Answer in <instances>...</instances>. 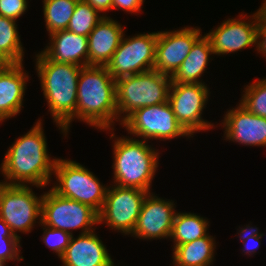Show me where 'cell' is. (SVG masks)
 <instances>
[{
    "label": "cell",
    "mask_w": 266,
    "mask_h": 266,
    "mask_svg": "<svg viewBox=\"0 0 266 266\" xmlns=\"http://www.w3.org/2000/svg\"><path fill=\"white\" fill-rule=\"evenodd\" d=\"M208 219L191 212L176 211L170 239H173L174 249L177 245L186 244L208 234Z\"/></svg>",
    "instance_id": "obj_23"
},
{
    "label": "cell",
    "mask_w": 266,
    "mask_h": 266,
    "mask_svg": "<svg viewBox=\"0 0 266 266\" xmlns=\"http://www.w3.org/2000/svg\"><path fill=\"white\" fill-rule=\"evenodd\" d=\"M76 119L102 131H114L116 80L106 66L82 67L78 77Z\"/></svg>",
    "instance_id": "obj_3"
},
{
    "label": "cell",
    "mask_w": 266,
    "mask_h": 266,
    "mask_svg": "<svg viewBox=\"0 0 266 266\" xmlns=\"http://www.w3.org/2000/svg\"><path fill=\"white\" fill-rule=\"evenodd\" d=\"M113 140V181L114 185L133 187L152 192V180L158 169L159 150L148 145L146 140L131 136H115Z\"/></svg>",
    "instance_id": "obj_4"
},
{
    "label": "cell",
    "mask_w": 266,
    "mask_h": 266,
    "mask_svg": "<svg viewBox=\"0 0 266 266\" xmlns=\"http://www.w3.org/2000/svg\"><path fill=\"white\" fill-rule=\"evenodd\" d=\"M41 119L8 148L0 171L8 185H31L42 189L54 173L57 158L50 157ZM52 158V159H51Z\"/></svg>",
    "instance_id": "obj_1"
},
{
    "label": "cell",
    "mask_w": 266,
    "mask_h": 266,
    "mask_svg": "<svg viewBox=\"0 0 266 266\" xmlns=\"http://www.w3.org/2000/svg\"><path fill=\"white\" fill-rule=\"evenodd\" d=\"M207 84L171 83L168 102L177 121L193 137V133L212 129L214 123L203 119V110L211 92Z\"/></svg>",
    "instance_id": "obj_12"
},
{
    "label": "cell",
    "mask_w": 266,
    "mask_h": 266,
    "mask_svg": "<svg viewBox=\"0 0 266 266\" xmlns=\"http://www.w3.org/2000/svg\"><path fill=\"white\" fill-rule=\"evenodd\" d=\"M123 35V26L110 16H105L88 35V65L106 66Z\"/></svg>",
    "instance_id": "obj_19"
},
{
    "label": "cell",
    "mask_w": 266,
    "mask_h": 266,
    "mask_svg": "<svg viewBox=\"0 0 266 266\" xmlns=\"http://www.w3.org/2000/svg\"><path fill=\"white\" fill-rule=\"evenodd\" d=\"M103 14L94 9L84 0H78L67 30L88 37L94 27L104 18Z\"/></svg>",
    "instance_id": "obj_26"
},
{
    "label": "cell",
    "mask_w": 266,
    "mask_h": 266,
    "mask_svg": "<svg viewBox=\"0 0 266 266\" xmlns=\"http://www.w3.org/2000/svg\"><path fill=\"white\" fill-rule=\"evenodd\" d=\"M128 134L148 141L192 137L177 121L172 107L166 103L136 109L122 123Z\"/></svg>",
    "instance_id": "obj_8"
},
{
    "label": "cell",
    "mask_w": 266,
    "mask_h": 266,
    "mask_svg": "<svg viewBox=\"0 0 266 266\" xmlns=\"http://www.w3.org/2000/svg\"><path fill=\"white\" fill-rule=\"evenodd\" d=\"M201 36V28L197 26L158 31L154 69L172 77Z\"/></svg>",
    "instance_id": "obj_13"
},
{
    "label": "cell",
    "mask_w": 266,
    "mask_h": 266,
    "mask_svg": "<svg viewBox=\"0 0 266 266\" xmlns=\"http://www.w3.org/2000/svg\"><path fill=\"white\" fill-rule=\"evenodd\" d=\"M11 63L0 53V69H3Z\"/></svg>",
    "instance_id": "obj_35"
},
{
    "label": "cell",
    "mask_w": 266,
    "mask_h": 266,
    "mask_svg": "<svg viewBox=\"0 0 266 266\" xmlns=\"http://www.w3.org/2000/svg\"><path fill=\"white\" fill-rule=\"evenodd\" d=\"M30 185H6L0 192V218L9 226L11 232L31 233L36 220L41 221V203Z\"/></svg>",
    "instance_id": "obj_11"
},
{
    "label": "cell",
    "mask_w": 266,
    "mask_h": 266,
    "mask_svg": "<svg viewBox=\"0 0 266 266\" xmlns=\"http://www.w3.org/2000/svg\"><path fill=\"white\" fill-rule=\"evenodd\" d=\"M78 0H43V15L48 35L66 30Z\"/></svg>",
    "instance_id": "obj_24"
},
{
    "label": "cell",
    "mask_w": 266,
    "mask_h": 266,
    "mask_svg": "<svg viewBox=\"0 0 266 266\" xmlns=\"http://www.w3.org/2000/svg\"><path fill=\"white\" fill-rule=\"evenodd\" d=\"M37 223L43 227V243L61 258L73 235L53 227H48L45 224H42L41 221Z\"/></svg>",
    "instance_id": "obj_29"
},
{
    "label": "cell",
    "mask_w": 266,
    "mask_h": 266,
    "mask_svg": "<svg viewBox=\"0 0 266 266\" xmlns=\"http://www.w3.org/2000/svg\"><path fill=\"white\" fill-rule=\"evenodd\" d=\"M145 0H112V10L118 9L129 13H138L141 11Z\"/></svg>",
    "instance_id": "obj_33"
},
{
    "label": "cell",
    "mask_w": 266,
    "mask_h": 266,
    "mask_svg": "<svg viewBox=\"0 0 266 266\" xmlns=\"http://www.w3.org/2000/svg\"><path fill=\"white\" fill-rule=\"evenodd\" d=\"M222 121L224 140L266 147V118L254 115L239 103L226 111Z\"/></svg>",
    "instance_id": "obj_16"
},
{
    "label": "cell",
    "mask_w": 266,
    "mask_h": 266,
    "mask_svg": "<svg viewBox=\"0 0 266 266\" xmlns=\"http://www.w3.org/2000/svg\"><path fill=\"white\" fill-rule=\"evenodd\" d=\"M50 43L41 52L52 61L88 66V37L69 30L49 35Z\"/></svg>",
    "instance_id": "obj_20"
},
{
    "label": "cell",
    "mask_w": 266,
    "mask_h": 266,
    "mask_svg": "<svg viewBox=\"0 0 266 266\" xmlns=\"http://www.w3.org/2000/svg\"><path fill=\"white\" fill-rule=\"evenodd\" d=\"M36 70L50 115L64 137L76 120L78 77L82 67L49 60L42 52L35 54Z\"/></svg>",
    "instance_id": "obj_2"
},
{
    "label": "cell",
    "mask_w": 266,
    "mask_h": 266,
    "mask_svg": "<svg viewBox=\"0 0 266 266\" xmlns=\"http://www.w3.org/2000/svg\"><path fill=\"white\" fill-rule=\"evenodd\" d=\"M111 185L107 188L105 201L99 212V224L106 223L107 227L123 235H131L149 192L133 187Z\"/></svg>",
    "instance_id": "obj_9"
},
{
    "label": "cell",
    "mask_w": 266,
    "mask_h": 266,
    "mask_svg": "<svg viewBox=\"0 0 266 266\" xmlns=\"http://www.w3.org/2000/svg\"><path fill=\"white\" fill-rule=\"evenodd\" d=\"M243 92L239 103L254 115L266 118V78L255 80Z\"/></svg>",
    "instance_id": "obj_27"
},
{
    "label": "cell",
    "mask_w": 266,
    "mask_h": 266,
    "mask_svg": "<svg viewBox=\"0 0 266 266\" xmlns=\"http://www.w3.org/2000/svg\"><path fill=\"white\" fill-rule=\"evenodd\" d=\"M28 72L23 63H11L0 69V122L17 116L22 110Z\"/></svg>",
    "instance_id": "obj_18"
},
{
    "label": "cell",
    "mask_w": 266,
    "mask_h": 266,
    "mask_svg": "<svg viewBox=\"0 0 266 266\" xmlns=\"http://www.w3.org/2000/svg\"><path fill=\"white\" fill-rule=\"evenodd\" d=\"M171 82L155 69L117 79V122L121 125L136 109L166 103Z\"/></svg>",
    "instance_id": "obj_5"
},
{
    "label": "cell",
    "mask_w": 266,
    "mask_h": 266,
    "mask_svg": "<svg viewBox=\"0 0 266 266\" xmlns=\"http://www.w3.org/2000/svg\"><path fill=\"white\" fill-rule=\"evenodd\" d=\"M242 14L238 16L239 19L224 20L218 27L205 34L210 41L214 55L234 53L256 45L257 11L251 16Z\"/></svg>",
    "instance_id": "obj_14"
},
{
    "label": "cell",
    "mask_w": 266,
    "mask_h": 266,
    "mask_svg": "<svg viewBox=\"0 0 266 266\" xmlns=\"http://www.w3.org/2000/svg\"><path fill=\"white\" fill-rule=\"evenodd\" d=\"M9 261H5L3 259H0V266H6Z\"/></svg>",
    "instance_id": "obj_37"
},
{
    "label": "cell",
    "mask_w": 266,
    "mask_h": 266,
    "mask_svg": "<svg viewBox=\"0 0 266 266\" xmlns=\"http://www.w3.org/2000/svg\"><path fill=\"white\" fill-rule=\"evenodd\" d=\"M62 266H115L96 231L71 237L63 256Z\"/></svg>",
    "instance_id": "obj_17"
},
{
    "label": "cell",
    "mask_w": 266,
    "mask_h": 266,
    "mask_svg": "<svg viewBox=\"0 0 266 266\" xmlns=\"http://www.w3.org/2000/svg\"><path fill=\"white\" fill-rule=\"evenodd\" d=\"M214 54L206 35H202L193 45L189 54L171 77V83L206 84L199 79L207 70L210 55Z\"/></svg>",
    "instance_id": "obj_21"
},
{
    "label": "cell",
    "mask_w": 266,
    "mask_h": 266,
    "mask_svg": "<svg viewBox=\"0 0 266 266\" xmlns=\"http://www.w3.org/2000/svg\"><path fill=\"white\" fill-rule=\"evenodd\" d=\"M88 4H90L94 9L98 10L100 13H103V16L105 15L104 12L112 10V0H84Z\"/></svg>",
    "instance_id": "obj_34"
},
{
    "label": "cell",
    "mask_w": 266,
    "mask_h": 266,
    "mask_svg": "<svg viewBox=\"0 0 266 266\" xmlns=\"http://www.w3.org/2000/svg\"><path fill=\"white\" fill-rule=\"evenodd\" d=\"M174 201L149 192L131 236L142 240L169 239L176 213Z\"/></svg>",
    "instance_id": "obj_15"
},
{
    "label": "cell",
    "mask_w": 266,
    "mask_h": 266,
    "mask_svg": "<svg viewBox=\"0 0 266 266\" xmlns=\"http://www.w3.org/2000/svg\"><path fill=\"white\" fill-rule=\"evenodd\" d=\"M2 182H0V192H1V190L7 185L6 184V181H4V180H1Z\"/></svg>",
    "instance_id": "obj_36"
},
{
    "label": "cell",
    "mask_w": 266,
    "mask_h": 266,
    "mask_svg": "<svg viewBox=\"0 0 266 266\" xmlns=\"http://www.w3.org/2000/svg\"><path fill=\"white\" fill-rule=\"evenodd\" d=\"M258 53L266 57V17L257 10L256 47ZM266 59V58H265Z\"/></svg>",
    "instance_id": "obj_32"
},
{
    "label": "cell",
    "mask_w": 266,
    "mask_h": 266,
    "mask_svg": "<svg viewBox=\"0 0 266 266\" xmlns=\"http://www.w3.org/2000/svg\"><path fill=\"white\" fill-rule=\"evenodd\" d=\"M215 238L209 233L192 242L177 245L172 251L173 266H210L214 261Z\"/></svg>",
    "instance_id": "obj_22"
},
{
    "label": "cell",
    "mask_w": 266,
    "mask_h": 266,
    "mask_svg": "<svg viewBox=\"0 0 266 266\" xmlns=\"http://www.w3.org/2000/svg\"><path fill=\"white\" fill-rule=\"evenodd\" d=\"M41 223L73 235V230L82 229L87 234L99 224V213L87 204L57 194L52 188L43 192ZM96 224V225H95Z\"/></svg>",
    "instance_id": "obj_7"
},
{
    "label": "cell",
    "mask_w": 266,
    "mask_h": 266,
    "mask_svg": "<svg viewBox=\"0 0 266 266\" xmlns=\"http://www.w3.org/2000/svg\"><path fill=\"white\" fill-rule=\"evenodd\" d=\"M53 175L57 183L51 188L57 194L101 211L108 186H103L93 172L76 161L57 158Z\"/></svg>",
    "instance_id": "obj_6"
},
{
    "label": "cell",
    "mask_w": 266,
    "mask_h": 266,
    "mask_svg": "<svg viewBox=\"0 0 266 266\" xmlns=\"http://www.w3.org/2000/svg\"><path fill=\"white\" fill-rule=\"evenodd\" d=\"M28 0H0V16L17 21L28 9Z\"/></svg>",
    "instance_id": "obj_31"
},
{
    "label": "cell",
    "mask_w": 266,
    "mask_h": 266,
    "mask_svg": "<svg viewBox=\"0 0 266 266\" xmlns=\"http://www.w3.org/2000/svg\"><path fill=\"white\" fill-rule=\"evenodd\" d=\"M157 32L135 34L125 37L106 65L111 76L117 80L125 76L139 74L154 69Z\"/></svg>",
    "instance_id": "obj_10"
},
{
    "label": "cell",
    "mask_w": 266,
    "mask_h": 266,
    "mask_svg": "<svg viewBox=\"0 0 266 266\" xmlns=\"http://www.w3.org/2000/svg\"><path fill=\"white\" fill-rule=\"evenodd\" d=\"M16 22L13 19L0 16V53L10 63H23L24 47Z\"/></svg>",
    "instance_id": "obj_25"
},
{
    "label": "cell",
    "mask_w": 266,
    "mask_h": 266,
    "mask_svg": "<svg viewBox=\"0 0 266 266\" xmlns=\"http://www.w3.org/2000/svg\"><path fill=\"white\" fill-rule=\"evenodd\" d=\"M246 227V228H245ZM241 228L239 230L238 236L240 238V240L242 241V252L244 255H254L257 251V249L259 248V246L261 245V239L262 237L265 235L264 233H259L258 229L256 226L254 227H250V225L246 224V226ZM251 242V245H250Z\"/></svg>",
    "instance_id": "obj_30"
},
{
    "label": "cell",
    "mask_w": 266,
    "mask_h": 266,
    "mask_svg": "<svg viewBox=\"0 0 266 266\" xmlns=\"http://www.w3.org/2000/svg\"><path fill=\"white\" fill-rule=\"evenodd\" d=\"M21 236L14 235L9 226L0 218V259L5 261H21L24 257L20 256Z\"/></svg>",
    "instance_id": "obj_28"
}]
</instances>
